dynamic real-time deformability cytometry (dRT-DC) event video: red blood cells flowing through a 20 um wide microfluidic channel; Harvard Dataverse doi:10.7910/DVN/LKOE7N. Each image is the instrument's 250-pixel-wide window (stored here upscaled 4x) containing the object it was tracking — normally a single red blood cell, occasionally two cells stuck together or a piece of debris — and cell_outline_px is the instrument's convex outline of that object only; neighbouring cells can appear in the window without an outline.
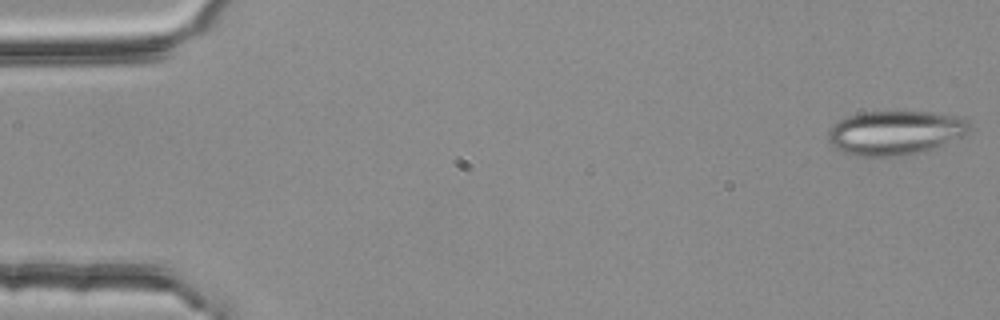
{"species": "common noctule bat (a hibernating species)", "species_latin": "Nyctalus noctula", "temperature_condition": "room temperature", "stored_images_in_passage": 3, "camera_frame_rate_fps": 3000, "um_per_image_px": 0.085, "animal": {"sex": "female", "body_mass_g": 25.1}, "frame": {"image": 1, "passage_image": 1, "time_ms": 0.0, "image_size_px": [1000, 320], "cell_outline_px": [[972, 128], [968, 132], [960, 136], [924, 152], [900, 156], [856, 156], [840, 152], [828, 140], [828, 132], [840, 120], [848, 116], [860, 112], [932, 112], [964, 116], [968, 120]], "centroid_in_image_um": [76.12, 11.28], "position_along_channel_um": 8.9, "area_um2": 36.47}}